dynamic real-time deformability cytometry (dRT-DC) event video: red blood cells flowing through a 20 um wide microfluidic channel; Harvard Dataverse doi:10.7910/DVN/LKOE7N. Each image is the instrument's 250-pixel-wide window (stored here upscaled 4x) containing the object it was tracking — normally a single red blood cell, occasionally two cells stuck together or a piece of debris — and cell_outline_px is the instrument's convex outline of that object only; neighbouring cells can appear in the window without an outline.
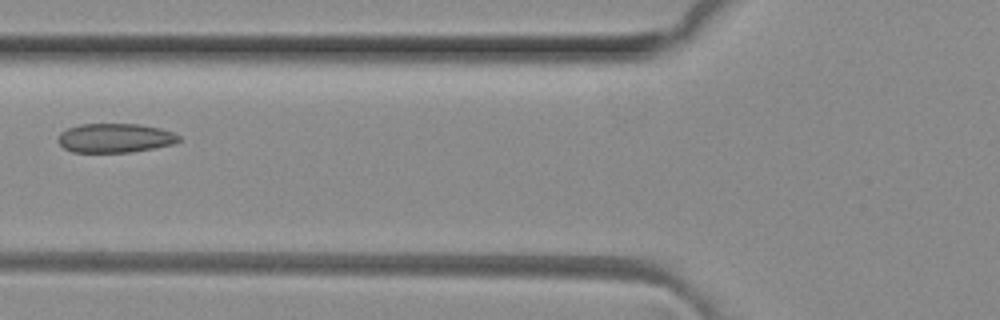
{"species": "common noctule bat (a hibernating species)", "species_latin": "Nyctalus noctula", "temperature_condition": "room temperature", "stored_images_in_passage": 6, "camera_frame_rate_fps": 3000, "um_per_image_px": 0.085, "animal": {"sex": "female", "body_mass_g": 29.2, "forearm_length_mm": 56.3}, "frame": {"image": 1, "passage_image": 6, "time_ms": 1.667, "image_size_px": [1000, 320], "cell_outline_px": [[180, 140], [172, 144], [152, 148], [128, 152], [72, 152], [64, 148], [56, 140], [60, 132], [68, 128], [80, 124], [140, 124], [160, 128], [172, 132], [180, 136]], "centroid_in_image_um": [9.74, 11.72], "position_along_channel_um": 116.1, "area_um2": 20.46}}